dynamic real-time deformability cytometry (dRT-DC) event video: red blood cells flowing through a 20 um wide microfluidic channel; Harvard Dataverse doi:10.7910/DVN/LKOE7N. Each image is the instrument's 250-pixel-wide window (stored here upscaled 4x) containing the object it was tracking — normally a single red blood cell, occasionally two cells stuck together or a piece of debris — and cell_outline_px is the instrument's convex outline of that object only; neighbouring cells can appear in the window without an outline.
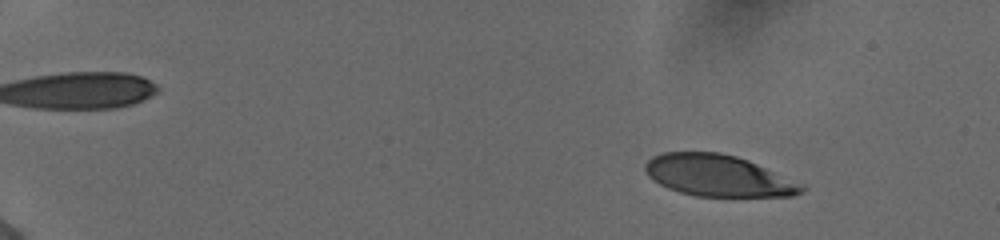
{"species": "human", "species_latin": "Homo sapiens", "temperature_condition": "cold", "stored_images_in_passage": 53, "camera_frame_rate_fps": 3000, "um_per_image_px": 0.085, "donor": {"sex": "female"}, "frame": {"image": 1, "passage_image": 6, "time_ms": 1.667, "image_size_px": [1000, 240], "cell_outline_px": [[804, 192], [792, 196], [696, 196], [680, 192], [668, 188], [652, 180], [648, 176], [644, 168], [644, 164], [652, 156], [664, 152], [720, 152], [736, 156], [748, 160], [804, 184]], "centroid_in_image_um": [61.03, 14.92], "position_along_channel_um": 24.0, "area_um2": 37.86}}
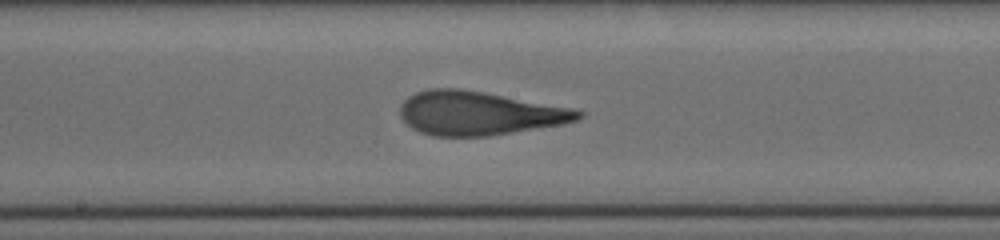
{"frame": {"image": 2, "passage_image": 31, "time_ms": 10.0, "image_size_px": [1000, 240], "cell_outline_px": [[584, 116], [576, 120], [564, 124], [488, 136], [432, 136], [420, 132], [412, 128], [400, 116], [400, 104], [408, 96], [416, 92], [428, 88], [460, 88], [484, 92], [572, 108], [584, 112]], "centroid_in_image_um": [40.69, 9.62], "position_along_channel_um": 207.5, "area_um2": 45.43}}
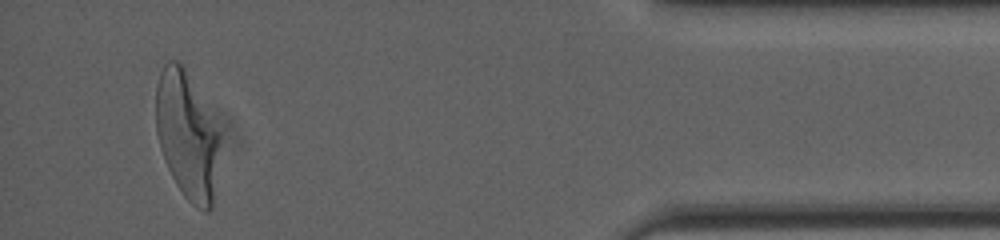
{"frame": {"image": 3, "passage_image": 51, "time_ms": 16.667, "image_size_px": [1000, 240], "cell_outline_px": [[220, 140], [212, 208], [208, 212], [204, 212], [196, 208], [184, 196], [176, 184], [168, 168], [160, 148], [156, 132], [156, 84], [160, 72], [164, 64], [168, 60], [180, 60], [220, 136]], "centroid_in_image_um": [15.86, 11.54], "position_along_channel_um": 419.3, "area_um2": 46.7}, "authors_computed_cell_mechanics": {"area_um2": 44.3326, "velocity_mm_per_s": 3.8942, "shape_relaxation_time_tau1_ms": 5.091, "shape_relaxation_time_tau2_ms": 0.9549, "deformation_change_tau1": 0.2373, "deformation_change_tau2": 0.1035}}